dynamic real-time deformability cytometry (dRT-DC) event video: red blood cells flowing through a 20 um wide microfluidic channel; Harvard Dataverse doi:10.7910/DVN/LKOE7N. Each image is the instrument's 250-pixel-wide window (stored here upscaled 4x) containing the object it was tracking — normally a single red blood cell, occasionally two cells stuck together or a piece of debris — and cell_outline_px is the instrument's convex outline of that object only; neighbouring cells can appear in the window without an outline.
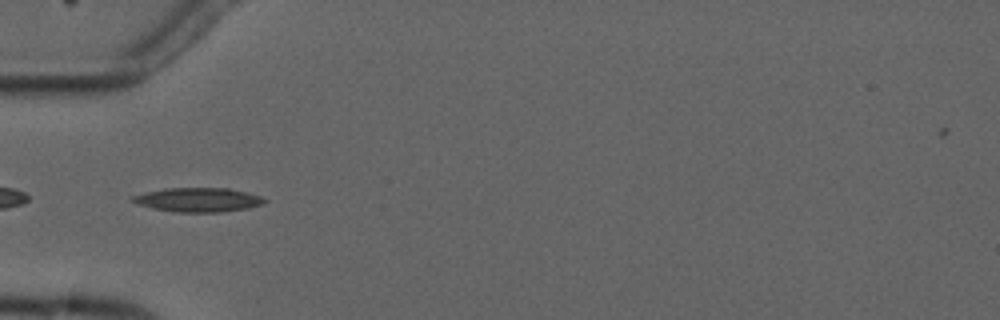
{"species": "common noctule bat (a hibernating species)", "species_latin": "Nyctalus noctula", "temperature_condition": "cold", "stored_images_in_passage": 7, "camera_frame_rate_fps": 3000, "um_per_image_px": 0.085, "animal": {"sex": "male", "forearm_length_mm": 52.5}, "frame": {"image": 1, "passage_image": 5, "time_ms": 5.333, "image_size_px": [1000, 320], "cell_outline_px": [[268, 200], [264, 204], [248, 208], [220, 212], [172, 212], [152, 208], [136, 204], [132, 200], [132, 196], [164, 188], [228, 188], [260, 196]], "centroid_in_image_um": [16.85, 16.99], "position_along_channel_um": 68.2, "area_um2": 18.5}}
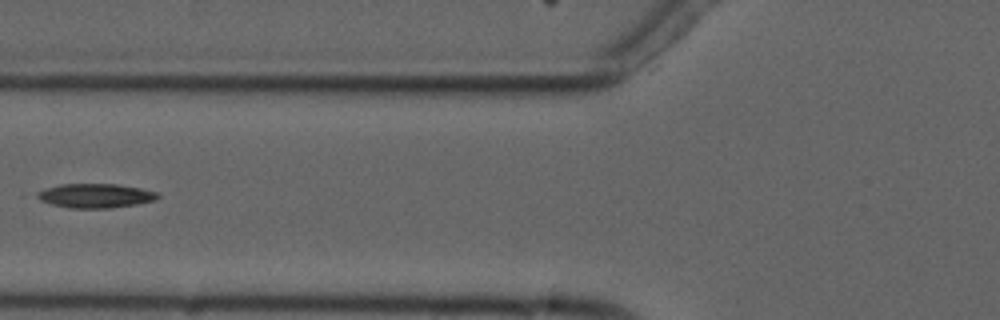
{"frame": {"image": 2, "passage_image": 6, "time_ms": 6.667, "image_size_px": [1000, 320], "cell_outline_px": [[160, 196], [156, 200], [136, 204], [108, 208], [68, 208], [52, 204], [40, 200], [36, 196], [44, 188], [60, 184], [116, 184], [140, 188], [156, 192]], "centroid_in_image_um": [8.11, 16.63], "position_along_channel_um": 117.7, "area_um2": 16.88}}
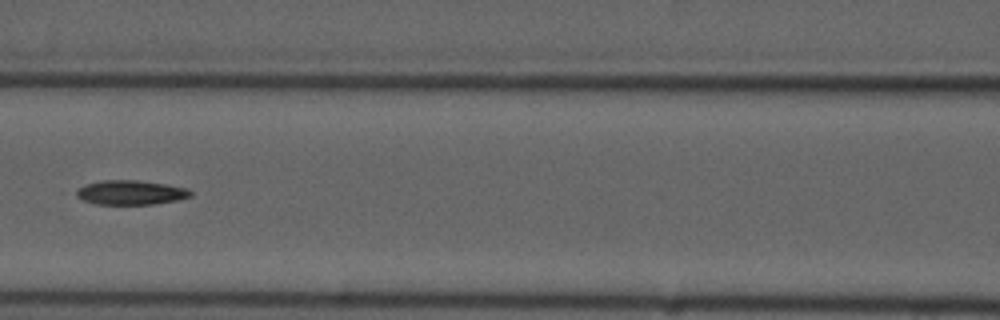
{"frame": {"image": 3, "passage_image": 7, "time_ms": 7.667, "image_size_px": [1000, 320], "cell_outline_px": [[192, 196], [176, 200], [152, 204], [96, 204], [84, 200], [76, 196], [76, 188], [84, 184], [100, 180], [136, 180], [168, 184], [184, 188], [192, 192]], "centroid_in_image_um": [11.06, 16.35], "position_along_channel_um": 155.5, "area_um2": 16.24}}